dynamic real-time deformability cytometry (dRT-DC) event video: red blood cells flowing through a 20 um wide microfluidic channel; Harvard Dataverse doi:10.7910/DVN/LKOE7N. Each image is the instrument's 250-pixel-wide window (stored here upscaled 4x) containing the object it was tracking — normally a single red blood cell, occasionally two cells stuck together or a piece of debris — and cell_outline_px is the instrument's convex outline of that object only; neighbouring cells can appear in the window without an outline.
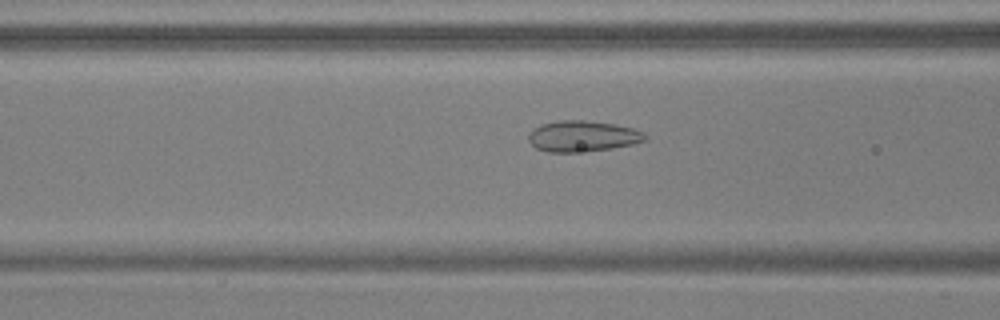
{"species": "common noctule bat (a hibernating species)", "species_latin": "Nyctalus noctula", "temperature_condition": "warm", "stored_images_in_passage": 55, "camera_frame_rate_fps": 3000, "um_per_image_px": 0.085, "animal": {"sex": "male", "body_mass_g": 17.9, "forearm_length_mm": 54.2}, "frame": {"image": 1, "passage_image": 22, "time_ms": 7.0, "image_size_px": [1000, 320], "cell_outline_px": [[648, 136], [644, 140], [632, 144], [612, 148], [572, 152], [548, 152], [536, 148], [528, 140], [528, 136], [540, 124], [560, 120], [584, 120], [612, 124], [632, 128], [644, 132]], "centroid_in_image_um": [49.52, 11.57], "position_along_channel_um": 117.1, "area_um2": 20.69}}
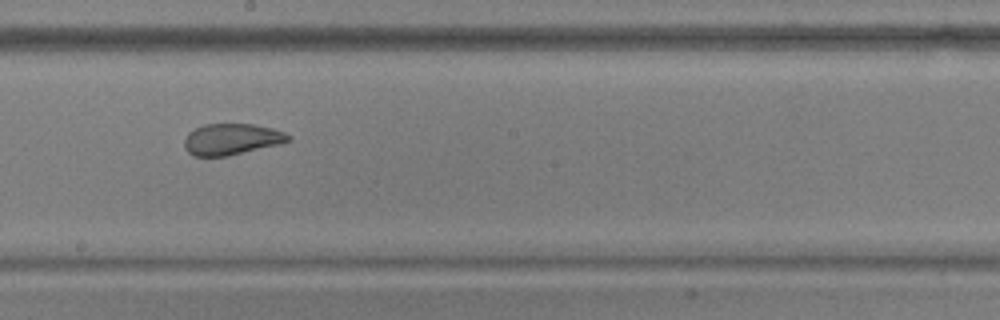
{"frame": {"image": 2, "passage_image": 31, "time_ms": 10.0, "image_size_px": [1000, 320], "cell_outline_px": [[292, 136], [288, 140], [276, 144], [228, 156], [192, 156], [184, 148], [184, 140], [188, 132], [204, 124], [252, 124], [272, 128], [284, 132]], "centroid_in_image_um": [19.62, 11.83], "position_along_channel_um": 228.6, "area_um2": 18.73}}
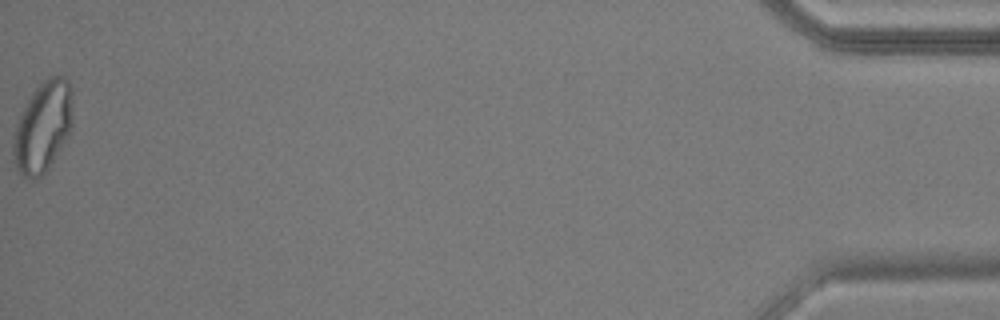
{"frame": {"image": 3, "passage_image": 55, "time_ms": 18.0, "image_size_px": [1000, 320], "cell_outline_px": [[72, 124], [68, 136], [48, 168], [36, 180], [28, 180], [16, 168], [12, 160], [12, 144], [16, 124], [32, 92], [48, 76], [64, 76], [68, 80], [72, 120]], "centroid_in_image_um": [3.6, 10.83], "position_along_channel_um": 431.6, "area_um2": 31.04}, "authors_computed_cell_mechanics": {"area_um2": 25.0274, "velocity_mm_per_s": 3.7136, "shape_relaxation_time_tau1_ms": null, "shape_relaxation_time_tau2_ms": 0.6964, "deformation_change_tau1": null, "deformation_change_tau2": 0.0565}}